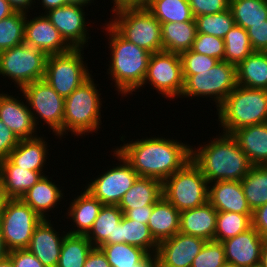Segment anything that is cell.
<instances>
[{"label":"cell","instance_id":"cell-1","mask_svg":"<svg viewBox=\"0 0 267 267\" xmlns=\"http://www.w3.org/2000/svg\"><path fill=\"white\" fill-rule=\"evenodd\" d=\"M139 177L154 178L162 183L191 160V145L163 136L128 141L115 149Z\"/></svg>","mask_w":267,"mask_h":267},{"label":"cell","instance_id":"cell-2","mask_svg":"<svg viewBox=\"0 0 267 267\" xmlns=\"http://www.w3.org/2000/svg\"><path fill=\"white\" fill-rule=\"evenodd\" d=\"M222 133V134H221ZM196 148L191 146V160L200 168L208 183L241 181L253 166L231 134L221 131ZM221 134V135H220Z\"/></svg>","mask_w":267,"mask_h":267},{"label":"cell","instance_id":"cell-3","mask_svg":"<svg viewBox=\"0 0 267 267\" xmlns=\"http://www.w3.org/2000/svg\"><path fill=\"white\" fill-rule=\"evenodd\" d=\"M111 51L107 73L115 83L114 87L123 98L132 92H139L146 73L151 53L124 39L108 22L102 27Z\"/></svg>","mask_w":267,"mask_h":267},{"label":"cell","instance_id":"cell-4","mask_svg":"<svg viewBox=\"0 0 267 267\" xmlns=\"http://www.w3.org/2000/svg\"><path fill=\"white\" fill-rule=\"evenodd\" d=\"M92 76L65 98L62 137L68 135V132L77 137H85L89 133H98L101 128L103 98L101 89H97L98 84L94 83Z\"/></svg>","mask_w":267,"mask_h":267},{"label":"cell","instance_id":"cell-5","mask_svg":"<svg viewBox=\"0 0 267 267\" xmlns=\"http://www.w3.org/2000/svg\"><path fill=\"white\" fill-rule=\"evenodd\" d=\"M223 133L267 122V90L237 86L217 108ZM221 125V126H220Z\"/></svg>","mask_w":267,"mask_h":267},{"label":"cell","instance_id":"cell-6","mask_svg":"<svg viewBox=\"0 0 267 267\" xmlns=\"http://www.w3.org/2000/svg\"><path fill=\"white\" fill-rule=\"evenodd\" d=\"M107 21L124 39L152 53L163 51L161 23L146 7L113 11Z\"/></svg>","mask_w":267,"mask_h":267},{"label":"cell","instance_id":"cell-7","mask_svg":"<svg viewBox=\"0 0 267 267\" xmlns=\"http://www.w3.org/2000/svg\"><path fill=\"white\" fill-rule=\"evenodd\" d=\"M208 185L200 168L189 160L162 183V195L182 212L208 202Z\"/></svg>","mask_w":267,"mask_h":267},{"label":"cell","instance_id":"cell-8","mask_svg":"<svg viewBox=\"0 0 267 267\" xmlns=\"http://www.w3.org/2000/svg\"><path fill=\"white\" fill-rule=\"evenodd\" d=\"M184 88L180 98H208L215 102L216 109L238 86L237 67L226 61H219L213 68L197 71L194 75H183Z\"/></svg>","mask_w":267,"mask_h":267},{"label":"cell","instance_id":"cell-9","mask_svg":"<svg viewBox=\"0 0 267 267\" xmlns=\"http://www.w3.org/2000/svg\"><path fill=\"white\" fill-rule=\"evenodd\" d=\"M47 57L45 52L27 43L1 51L0 76L11 79L20 91L28 84L44 79Z\"/></svg>","mask_w":267,"mask_h":267},{"label":"cell","instance_id":"cell-10","mask_svg":"<svg viewBox=\"0 0 267 267\" xmlns=\"http://www.w3.org/2000/svg\"><path fill=\"white\" fill-rule=\"evenodd\" d=\"M83 51L84 48H72L68 52L47 57L44 80L63 98L91 76Z\"/></svg>","mask_w":267,"mask_h":267},{"label":"cell","instance_id":"cell-11","mask_svg":"<svg viewBox=\"0 0 267 267\" xmlns=\"http://www.w3.org/2000/svg\"><path fill=\"white\" fill-rule=\"evenodd\" d=\"M21 98L24 96L32 113L36 128L41 121L48 125L59 139L62 140V125L64 117L65 98L57 94L54 89L44 80H37L24 86L21 90ZM40 120V121H39ZM38 125V126H37Z\"/></svg>","mask_w":267,"mask_h":267},{"label":"cell","instance_id":"cell-12","mask_svg":"<svg viewBox=\"0 0 267 267\" xmlns=\"http://www.w3.org/2000/svg\"><path fill=\"white\" fill-rule=\"evenodd\" d=\"M43 219L20 198L7 199L0 217L6 248L24 249L29 246L35 228Z\"/></svg>","mask_w":267,"mask_h":267},{"label":"cell","instance_id":"cell-13","mask_svg":"<svg viewBox=\"0 0 267 267\" xmlns=\"http://www.w3.org/2000/svg\"><path fill=\"white\" fill-rule=\"evenodd\" d=\"M113 157L119 163L102 174L90 179L91 182L85 186L94 198H97L103 205H118L124 194L132 187L139 177L136 171L125 160V158L113 148Z\"/></svg>","mask_w":267,"mask_h":267},{"label":"cell","instance_id":"cell-14","mask_svg":"<svg viewBox=\"0 0 267 267\" xmlns=\"http://www.w3.org/2000/svg\"><path fill=\"white\" fill-rule=\"evenodd\" d=\"M150 84L163 98H180L184 88L181 58L178 53L156 52L149 58L147 73L141 87Z\"/></svg>","mask_w":267,"mask_h":267},{"label":"cell","instance_id":"cell-15","mask_svg":"<svg viewBox=\"0 0 267 267\" xmlns=\"http://www.w3.org/2000/svg\"><path fill=\"white\" fill-rule=\"evenodd\" d=\"M84 7L88 6L70 2L62 7L42 12L72 48L88 46V40L91 38V36L89 37V29L87 30L89 23L86 22Z\"/></svg>","mask_w":267,"mask_h":267},{"label":"cell","instance_id":"cell-16","mask_svg":"<svg viewBox=\"0 0 267 267\" xmlns=\"http://www.w3.org/2000/svg\"><path fill=\"white\" fill-rule=\"evenodd\" d=\"M206 240L178 232L158 243L156 252L158 267H191Z\"/></svg>","mask_w":267,"mask_h":267},{"label":"cell","instance_id":"cell-17","mask_svg":"<svg viewBox=\"0 0 267 267\" xmlns=\"http://www.w3.org/2000/svg\"><path fill=\"white\" fill-rule=\"evenodd\" d=\"M26 13L24 43L33 45L47 55L68 52L72 47L64 40L45 14L29 19Z\"/></svg>","mask_w":267,"mask_h":267},{"label":"cell","instance_id":"cell-18","mask_svg":"<svg viewBox=\"0 0 267 267\" xmlns=\"http://www.w3.org/2000/svg\"><path fill=\"white\" fill-rule=\"evenodd\" d=\"M264 238L251 226L248 230L222 241L226 262L238 267H259Z\"/></svg>","mask_w":267,"mask_h":267},{"label":"cell","instance_id":"cell-19","mask_svg":"<svg viewBox=\"0 0 267 267\" xmlns=\"http://www.w3.org/2000/svg\"><path fill=\"white\" fill-rule=\"evenodd\" d=\"M6 93L0 92V119L19 140L37 137L38 129L27 101L24 103L18 96Z\"/></svg>","mask_w":267,"mask_h":267},{"label":"cell","instance_id":"cell-20","mask_svg":"<svg viewBox=\"0 0 267 267\" xmlns=\"http://www.w3.org/2000/svg\"><path fill=\"white\" fill-rule=\"evenodd\" d=\"M50 219H43L35 228L27 249L35 255L45 267H56L60 258L66 230L57 232Z\"/></svg>","mask_w":267,"mask_h":267},{"label":"cell","instance_id":"cell-21","mask_svg":"<svg viewBox=\"0 0 267 267\" xmlns=\"http://www.w3.org/2000/svg\"><path fill=\"white\" fill-rule=\"evenodd\" d=\"M208 202L218 212L252 214L240 181H216L208 185Z\"/></svg>","mask_w":267,"mask_h":267},{"label":"cell","instance_id":"cell-22","mask_svg":"<svg viewBox=\"0 0 267 267\" xmlns=\"http://www.w3.org/2000/svg\"><path fill=\"white\" fill-rule=\"evenodd\" d=\"M47 171H31L14 165L8 158L0 160V186L8 199L21 198Z\"/></svg>","mask_w":267,"mask_h":267},{"label":"cell","instance_id":"cell-23","mask_svg":"<svg viewBox=\"0 0 267 267\" xmlns=\"http://www.w3.org/2000/svg\"><path fill=\"white\" fill-rule=\"evenodd\" d=\"M51 179V180H50ZM60 185L52 178L43 175L40 180L21 196V200L29 205L42 219H49V212H54L57 205L64 199ZM59 202V203H58ZM49 216V217H48Z\"/></svg>","mask_w":267,"mask_h":267},{"label":"cell","instance_id":"cell-24","mask_svg":"<svg viewBox=\"0 0 267 267\" xmlns=\"http://www.w3.org/2000/svg\"><path fill=\"white\" fill-rule=\"evenodd\" d=\"M218 211L209 203L180 212V233L214 240Z\"/></svg>","mask_w":267,"mask_h":267},{"label":"cell","instance_id":"cell-25","mask_svg":"<svg viewBox=\"0 0 267 267\" xmlns=\"http://www.w3.org/2000/svg\"><path fill=\"white\" fill-rule=\"evenodd\" d=\"M231 135L252 165H267V122L239 128Z\"/></svg>","mask_w":267,"mask_h":267},{"label":"cell","instance_id":"cell-26","mask_svg":"<svg viewBox=\"0 0 267 267\" xmlns=\"http://www.w3.org/2000/svg\"><path fill=\"white\" fill-rule=\"evenodd\" d=\"M73 199L69 204L70 207L67 208L66 219L72 220V227L75 228H71L68 233L86 235L92 228L103 204L85 189Z\"/></svg>","mask_w":267,"mask_h":267},{"label":"cell","instance_id":"cell-27","mask_svg":"<svg viewBox=\"0 0 267 267\" xmlns=\"http://www.w3.org/2000/svg\"><path fill=\"white\" fill-rule=\"evenodd\" d=\"M46 137L37 136L21 139L18 145L10 152L8 159L16 166L28 168L31 171H43L48 159L49 149Z\"/></svg>","mask_w":267,"mask_h":267},{"label":"cell","instance_id":"cell-28","mask_svg":"<svg viewBox=\"0 0 267 267\" xmlns=\"http://www.w3.org/2000/svg\"><path fill=\"white\" fill-rule=\"evenodd\" d=\"M123 215L118 205L102 206L92 228L85 235L93 247L119 243L118 227Z\"/></svg>","mask_w":267,"mask_h":267},{"label":"cell","instance_id":"cell-29","mask_svg":"<svg viewBox=\"0 0 267 267\" xmlns=\"http://www.w3.org/2000/svg\"><path fill=\"white\" fill-rule=\"evenodd\" d=\"M148 227L158 243L171 238L180 230V211L162 196L153 205Z\"/></svg>","mask_w":267,"mask_h":267},{"label":"cell","instance_id":"cell-30","mask_svg":"<svg viewBox=\"0 0 267 267\" xmlns=\"http://www.w3.org/2000/svg\"><path fill=\"white\" fill-rule=\"evenodd\" d=\"M197 35L195 18L192 21L161 23L163 51L182 53L190 50Z\"/></svg>","mask_w":267,"mask_h":267},{"label":"cell","instance_id":"cell-31","mask_svg":"<svg viewBox=\"0 0 267 267\" xmlns=\"http://www.w3.org/2000/svg\"><path fill=\"white\" fill-rule=\"evenodd\" d=\"M162 196L160 180L138 177L124 194L118 207L120 209L143 208V206L154 205Z\"/></svg>","mask_w":267,"mask_h":267},{"label":"cell","instance_id":"cell-32","mask_svg":"<svg viewBox=\"0 0 267 267\" xmlns=\"http://www.w3.org/2000/svg\"><path fill=\"white\" fill-rule=\"evenodd\" d=\"M237 83L267 90V52L254 51L237 66Z\"/></svg>","mask_w":267,"mask_h":267},{"label":"cell","instance_id":"cell-33","mask_svg":"<svg viewBox=\"0 0 267 267\" xmlns=\"http://www.w3.org/2000/svg\"><path fill=\"white\" fill-rule=\"evenodd\" d=\"M119 243H126L156 254L158 242L153 238L148 224L132 220L123 215L118 227Z\"/></svg>","mask_w":267,"mask_h":267},{"label":"cell","instance_id":"cell-34","mask_svg":"<svg viewBox=\"0 0 267 267\" xmlns=\"http://www.w3.org/2000/svg\"><path fill=\"white\" fill-rule=\"evenodd\" d=\"M240 182L252 211L267 203V165H253Z\"/></svg>","mask_w":267,"mask_h":267},{"label":"cell","instance_id":"cell-35","mask_svg":"<svg viewBox=\"0 0 267 267\" xmlns=\"http://www.w3.org/2000/svg\"><path fill=\"white\" fill-rule=\"evenodd\" d=\"M93 248L92 243L85 235L67 233L56 267H84Z\"/></svg>","mask_w":267,"mask_h":267},{"label":"cell","instance_id":"cell-36","mask_svg":"<svg viewBox=\"0 0 267 267\" xmlns=\"http://www.w3.org/2000/svg\"><path fill=\"white\" fill-rule=\"evenodd\" d=\"M146 8L160 23L192 21L188 0H150Z\"/></svg>","mask_w":267,"mask_h":267},{"label":"cell","instance_id":"cell-37","mask_svg":"<svg viewBox=\"0 0 267 267\" xmlns=\"http://www.w3.org/2000/svg\"><path fill=\"white\" fill-rule=\"evenodd\" d=\"M235 25L248 29L267 20V0H230Z\"/></svg>","mask_w":267,"mask_h":267},{"label":"cell","instance_id":"cell-38","mask_svg":"<svg viewBox=\"0 0 267 267\" xmlns=\"http://www.w3.org/2000/svg\"><path fill=\"white\" fill-rule=\"evenodd\" d=\"M224 61L236 67L254 50L251 47L247 30L235 25L224 37Z\"/></svg>","mask_w":267,"mask_h":267},{"label":"cell","instance_id":"cell-39","mask_svg":"<svg viewBox=\"0 0 267 267\" xmlns=\"http://www.w3.org/2000/svg\"><path fill=\"white\" fill-rule=\"evenodd\" d=\"M252 226V214L218 212L214 241L222 242L248 230Z\"/></svg>","mask_w":267,"mask_h":267},{"label":"cell","instance_id":"cell-40","mask_svg":"<svg viewBox=\"0 0 267 267\" xmlns=\"http://www.w3.org/2000/svg\"><path fill=\"white\" fill-rule=\"evenodd\" d=\"M99 248L105 254L111 267H134L148 254L142 248L126 243L101 245Z\"/></svg>","mask_w":267,"mask_h":267},{"label":"cell","instance_id":"cell-41","mask_svg":"<svg viewBox=\"0 0 267 267\" xmlns=\"http://www.w3.org/2000/svg\"><path fill=\"white\" fill-rule=\"evenodd\" d=\"M26 13L15 11L0 20V52L24 43Z\"/></svg>","mask_w":267,"mask_h":267},{"label":"cell","instance_id":"cell-42","mask_svg":"<svg viewBox=\"0 0 267 267\" xmlns=\"http://www.w3.org/2000/svg\"><path fill=\"white\" fill-rule=\"evenodd\" d=\"M197 33H203L224 39L225 35L235 26V20L230 10L216 14L199 15L195 17Z\"/></svg>","mask_w":267,"mask_h":267},{"label":"cell","instance_id":"cell-43","mask_svg":"<svg viewBox=\"0 0 267 267\" xmlns=\"http://www.w3.org/2000/svg\"><path fill=\"white\" fill-rule=\"evenodd\" d=\"M226 262L222 242L206 241L204 247L194 258L191 267H220Z\"/></svg>","mask_w":267,"mask_h":267},{"label":"cell","instance_id":"cell-44","mask_svg":"<svg viewBox=\"0 0 267 267\" xmlns=\"http://www.w3.org/2000/svg\"><path fill=\"white\" fill-rule=\"evenodd\" d=\"M191 50L194 52L201 53L202 55L216 58L219 61H224V39L218 38L216 36L197 33Z\"/></svg>","mask_w":267,"mask_h":267},{"label":"cell","instance_id":"cell-45","mask_svg":"<svg viewBox=\"0 0 267 267\" xmlns=\"http://www.w3.org/2000/svg\"><path fill=\"white\" fill-rule=\"evenodd\" d=\"M182 63L183 75H194L197 71H204L213 68L219 60L210 56L202 55L191 49L179 54Z\"/></svg>","mask_w":267,"mask_h":267},{"label":"cell","instance_id":"cell-46","mask_svg":"<svg viewBox=\"0 0 267 267\" xmlns=\"http://www.w3.org/2000/svg\"><path fill=\"white\" fill-rule=\"evenodd\" d=\"M192 14L199 15L216 14L229 9L230 0H188Z\"/></svg>","mask_w":267,"mask_h":267},{"label":"cell","instance_id":"cell-47","mask_svg":"<svg viewBox=\"0 0 267 267\" xmlns=\"http://www.w3.org/2000/svg\"><path fill=\"white\" fill-rule=\"evenodd\" d=\"M247 34L254 51L267 52V20L248 28Z\"/></svg>","mask_w":267,"mask_h":267},{"label":"cell","instance_id":"cell-48","mask_svg":"<svg viewBox=\"0 0 267 267\" xmlns=\"http://www.w3.org/2000/svg\"><path fill=\"white\" fill-rule=\"evenodd\" d=\"M18 142V137L0 119V160L8 158Z\"/></svg>","mask_w":267,"mask_h":267},{"label":"cell","instance_id":"cell-49","mask_svg":"<svg viewBox=\"0 0 267 267\" xmlns=\"http://www.w3.org/2000/svg\"><path fill=\"white\" fill-rule=\"evenodd\" d=\"M8 257L15 267H45L27 248L11 250Z\"/></svg>","mask_w":267,"mask_h":267},{"label":"cell","instance_id":"cell-50","mask_svg":"<svg viewBox=\"0 0 267 267\" xmlns=\"http://www.w3.org/2000/svg\"><path fill=\"white\" fill-rule=\"evenodd\" d=\"M252 226L264 239H267V203L253 211Z\"/></svg>","mask_w":267,"mask_h":267},{"label":"cell","instance_id":"cell-51","mask_svg":"<svg viewBox=\"0 0 267 267\" xmlns=\"http://www.w3.org/2000/svg\"><path fill=\"white\" fill-rule=\"evenodd\" d=\"M124 215L132 220L148 224V220L153 211V205L143 206V208H133V209H120Z\"/></svg>","mask_w":267,"mask_h":267},{"label":"cell","instance_id":"cell-52","mask_svg":"<svg viewBox=\"0 0 267 267\" xmlns=\"http://www.w3.org/2000/svg\"><path fill=\"white\" fill-rule=\"evenodd\" d=\"M84 267H111L105 254L99 247H94L84 263Z\"/></svg>","mask_w":267,"mask_h":267},{"label":"cell","instance_id":"cell-53","mask_svg":"<svg viewBox=\"0 0 267 267\" xmlns=\"http://www.w3.org/2000/svg\"><path fill=\"white\" fill-rule=\"evenodd\" d=\"M114 5L113 11L126 7H146L150 0H111Z\"/></svg>","mask_w":267,"mask_h":267},{"label":"cell","instance_id":"cell-54","mask_svg":"<svg viewBox=\"0 0 267 267\" xmlns=\"http://www.w3.org/2000/svg\"><path fill=\"white\" fill-rule=\"evenodd\" d=\"M8 2L15 11L24 13H30L29 10L34 9V3H36L35 0H8Z\"/></svg>","mask_w":267,"mask_h":267},{"label":"cell","instance_id":"cell-55","mask_svg":"<svg viewBox=\"0 0 267 267\" xmlns=\"http://www.w3.org/2000/svg\"><path fill=\"white\" fill-rule=\"evenodd\" d=\"M70 2V0H37V4L40 3V5H42L40 6L42 7L41 9L45 10V12L54 8L62 7Z\"/></svg>","mask_w":267,"mask_h":267},{"label":"cell","instance_id":"cell-56","mask_svg":"<svg viewBox=\"0 0 267 267\" xmlns=\"http://www.w3.org/2000/svg\"><path fill=\"white\" fill-rule=\"evenodd\" d=\"M134 267H158L157 257L155 254H147L138 264Z\"/></svg>","mask_w":267,"mask_h":267},{"label":"cell","instance_id":"cell-57","mask_svg":"<svg viewBox=\"0 0 267 267\" xmlns=\"http://www.w3.org/2000/svg\"><path fill=\"white\" fill-rule=\"evenodd\" d=\"M15 10L10 6L8 0H0V20L12 15Z\"/></svg>","mask_w":267,"mask_h":267},{"label":"cell","instance_id":"cell-58","mask_svg":"<svg viewBox=\"0 0 267 267\" xmlns=\"http://www.w3.org/2000/svg\"><path fill=\"white\" fill-rule=\"evenodd\" d=\"M9 255V250L6 248L4 239H3V234L0 226V262L5 260Z\"/></svg>","mask_w":267,"mask_h":267},{"label":"cell","instance_id":"cell-59","mask_svg":"<svg viewBox=\"0 0 267 267\" xmlns=\"http://www.w3.org/2000/svg\"><path fill=\"white\" fill-rule=\"evenodd\" d=\"M259 267H267V239H264Z\"/></svg>","mask_w":267,"mask_h":267},{"label":"cell","instance_id":"cell-60","mask_svg":"<svg viewBox=\"0 0 267 267\" xmlns=\"http://www.w3.org/2000/svg\"><path fill=\"white\" fill-rule=\"evenodd\" d=\"M8 198L5 196V193L4 191L1 189V186H0V217H1V214L3 212V207H4V204L6 202Z\"/></svg>","mask_w":267,"mask_h":267},{"label":"cell","instance_id":"cell-61","mask_svg":"<svg viewBox=\"0 0 267 267\" xmlns=\"http://www.w3.org/2000/svg\"><path fill=\"white\" fill-rule=\"evenodd\" d=\"M0 267H15L13 261L7 257L5 260L0 262Z\"/></svg>","mask_w":267,"mask_h":267},{"label":"cell","instance_id":"cell-62","mask_svg":"<svg viewBox=\"0 0 267 267\" xmlns=\"http://www.w3.org/2000/svg\"><path fill=\"white\" fill-rule=\"evenodd\" d=\"M71 2H77V3H82L86 5H90L91 3H94V0H70ZM93 1V2H92ZM96 1V0H95Z\"/></svg>","mask_w":267,"mask_h":267},{"label":"cell","instance_id":"cell-63","mask_svg":"<svg viewBox=\"0 0 267 267\" xmlns=\"http://www.w3.org/2000/svg\"><path fill=\"white\" fill-rule=\"evenodd\" d=\"M220 267H238L233 263H229V262H225L224 264H222Z\"/></svg>","mask_w":267,"mask_h":267}]
</instances>
